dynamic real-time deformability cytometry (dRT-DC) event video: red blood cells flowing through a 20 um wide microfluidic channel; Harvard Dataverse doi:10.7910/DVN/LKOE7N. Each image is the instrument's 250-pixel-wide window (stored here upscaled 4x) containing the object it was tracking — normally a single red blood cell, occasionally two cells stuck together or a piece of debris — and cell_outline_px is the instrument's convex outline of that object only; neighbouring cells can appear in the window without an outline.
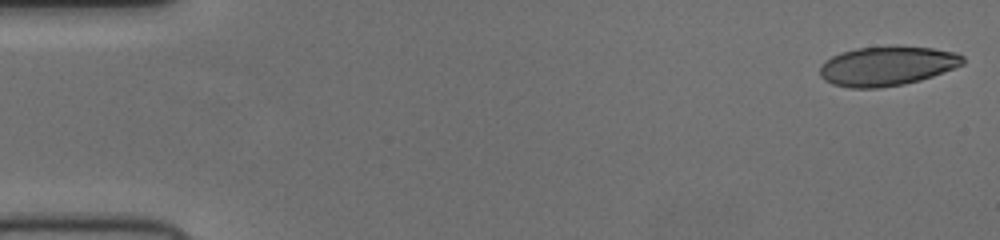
{"species": "human", "species_latin": "Homo sapiens", "temperature_condition": "cold", "stored_images_in_passage": 52, "camera_frame_rate_fps": 3000, "um_per_image_px": 0.085, "donor": {"sex": "female"}, "frame": {"image": 1, "passage_image": 1, "time_ms": 0.0, "image_size_px": [1000, 240], "cell_outline_px": [[964, 64], [932, 76], [920, 80], [904, 84], [880, 88], [848, 88], [832, 84], [824, 80], [820, 76], [820, 64], [824, 60], [840, 52], [856, 48], [932, 48], [956, 52], [964, 56]], "centroid_in_image_um": [75.35, 5.64], "position_along_channel_um": 9.6, "area_um2": 32.43}}
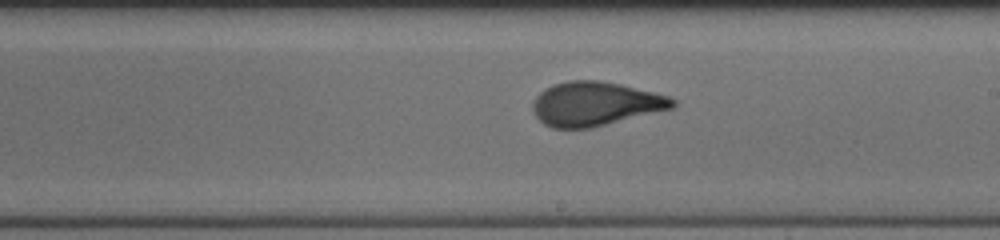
{"frame": {"image": 2, "passage_image": 30, "time_ms": 9.667, "image_size_px": [1000, 240], "cell_outline_px": [[676, 104], [672, 108], [592, 128], [552, 128], [544, 124], [532, 112], [532, 104], [536, 96], [544, 88], [552, 84], [568, 80], [600, 80], [620, 84], [668, 96], [676, 100]], "centroid_in_image_um": [50.55, 8.82], "position_along_channel_um": 238.4, "area_um2": 35.89}}
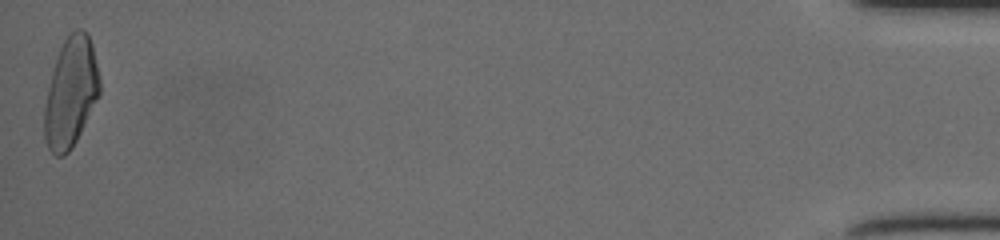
{"frame": {"image": 3, "passage_image": 52, "time_ms": 17.0, "image_size_px": [1000, 240], "cell_outline_px": [[100, 96], [72, 148], [64, 156], [56, 156], [48, 148], [44, 136], [44, 104], [52, 72], [60, 48], [64, 40], [76, 28], [80, 28], [88, 32], [92, 44], [100, 80]], "centroid_in_image_um": [6.03, 7.87], "position_along_channel_um": 429.2, "area_um2": 35.37}}